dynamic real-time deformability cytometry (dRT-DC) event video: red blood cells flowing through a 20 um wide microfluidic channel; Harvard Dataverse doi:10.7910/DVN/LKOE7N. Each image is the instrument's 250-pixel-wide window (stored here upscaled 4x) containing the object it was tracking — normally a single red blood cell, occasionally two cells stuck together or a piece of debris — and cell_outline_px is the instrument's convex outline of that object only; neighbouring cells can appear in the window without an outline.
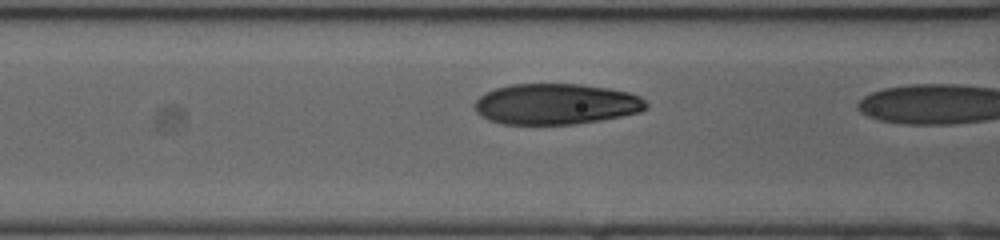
{"species": "human", "species_latin": "Homo sapiens", "temperature_condition": "cold", "stored_images_in_passage": 12, "camera_frame_rate_fps": 3000, "um_per_image_px": 0.085, "donor": {"sex": "female"}, "frame": {"image": 1, "passage_image": 11, "time_ms": 3.333, "image_size_px": [1000, 240], "cell_outline_px": [[648, 108], [640, 112], [600, 120], [576, 124], [504, 124], [488, 120], [480, 116], [476, 112], [472, 104], [480, 96], [496, 88], [512, 84], [580, 84], [608, 88], [628, 92], [640, 96], [648, 104]], "centroid_in_image_um": [47.25, 8.85], "position_along_channel_um": 119.4, "area_um2": 40.92}}